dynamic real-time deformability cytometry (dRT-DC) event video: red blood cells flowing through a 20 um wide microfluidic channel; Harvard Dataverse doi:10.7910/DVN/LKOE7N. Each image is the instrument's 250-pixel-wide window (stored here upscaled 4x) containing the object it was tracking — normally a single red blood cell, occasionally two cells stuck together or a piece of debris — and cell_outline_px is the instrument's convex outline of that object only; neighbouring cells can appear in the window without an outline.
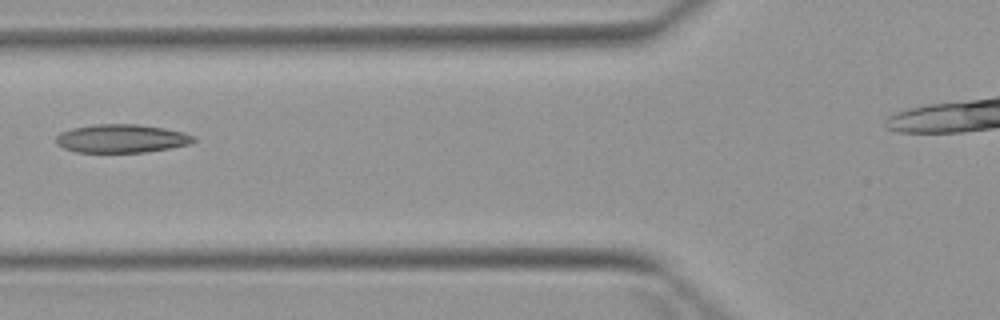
{"species": "Egyptian fruit bat (a non-hibernating species)", "species_latin": "Rousettus aegyptiacus", "temperature_condition": "warm", "stored_images_in_passage": 3, "camera_frame_rate_fps": 3000, "um_per_image_px": 0.085, "animal": {"sex": "female"}, "frame": {"image": 1, "passage_image": 2, "time_ms": 1.333, "image_size_px": [1000, 320], "cell_outline_px": [[196, 140], [188, 144], [172, 148], [144, 152], [76, 152], [64, 148], [56, 144], [56, 136], [60, 132], [72, 128], [92, 124], [136, 124], [164, 128], [184, 132], [196, 136]], "centroid_in_image_um": [10.33, 11.77], "position_along_channel_um": 115.5, "area_um2": 22.89}}
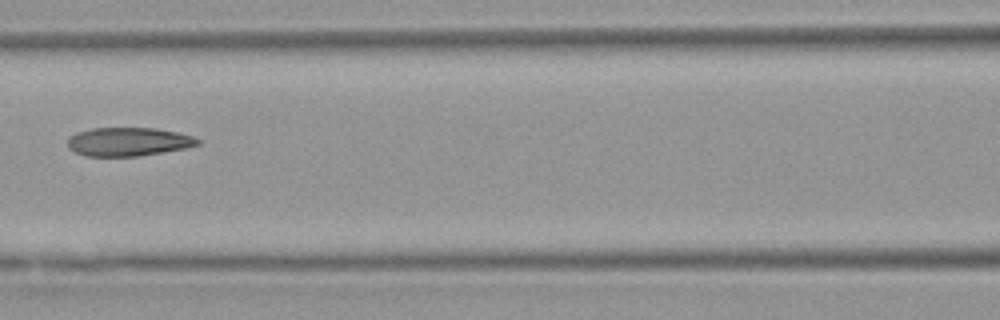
{"frame": {"image": 2, "passage_image": 3, "time_ms": 2.333, "image_size_px": [1000, 320], "cell_outline_px": [[200, 144], [184, 148], [140, 156], [84, 156], [68, 148], [68, 136], [76, 132], [92, 128], [156, 128], [176, 132], [192, 136], [200, 140]], "centroid_in_image_um": [10.87, 12.04], "position_along_channel_um": 155.7, "area_um2": 21.68}}